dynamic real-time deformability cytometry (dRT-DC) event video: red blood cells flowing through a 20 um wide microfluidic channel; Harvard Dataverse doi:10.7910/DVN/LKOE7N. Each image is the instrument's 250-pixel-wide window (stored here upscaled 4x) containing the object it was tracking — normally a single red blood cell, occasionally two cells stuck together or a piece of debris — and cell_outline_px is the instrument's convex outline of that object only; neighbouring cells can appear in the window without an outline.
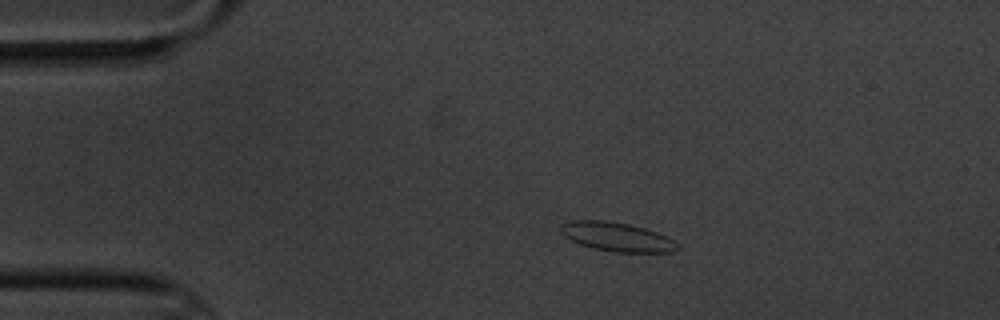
{"species": "common noctule bat (a hibernating species)", "species_latin": "Nyctalus noctula", "temperature_condition": "cold", "stored_images_in_passage": 6, "camera_frame_rate_fps": 3000, "um_per_image_px": 0.085, "animal": {"sex": "male", "body_mass_g": 20.1, "forearm_length_mm": 53.5}, "frame": {"image": 1, "passage_image": 3, "time_ms": 2.667, "image_size_px": [1000, 320], "cell_outline_px": [[680, 248], [672, 252], [616, 252], [596, 248], [580, 244], [564, 236], [560, 232], [560, 224], [572, 220], [604, 220], [628, 224], [644, 228], [656, 232], [680, 244]], "centroid_in_image_um": [52.43, 20.12], "position_along_channel_um": 32.6, "area_um2": 19.54}}
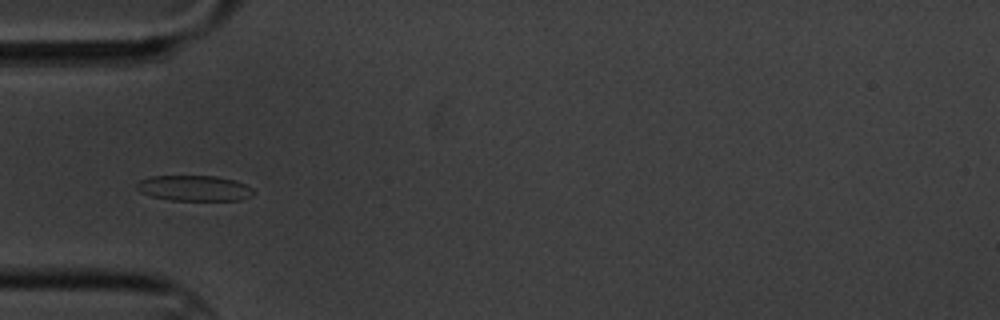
{"frame": {"image": 2, "passage_image": 5, "time_ms": 5.0, "image_size_px": [1000, 320], "cell_outline_px": [[256, 192], [252, 196], [240, 200], [168, 200], [152, 196], [140, 192], [136, 188], [136, 184], [140, 180], [148, 176], [216, 176], [236, 180], [252, 188]], "centroid_in_image_um": [16.52, 15.99], "position_along_channel_um": 68.5, "area_um2": 17.51}}